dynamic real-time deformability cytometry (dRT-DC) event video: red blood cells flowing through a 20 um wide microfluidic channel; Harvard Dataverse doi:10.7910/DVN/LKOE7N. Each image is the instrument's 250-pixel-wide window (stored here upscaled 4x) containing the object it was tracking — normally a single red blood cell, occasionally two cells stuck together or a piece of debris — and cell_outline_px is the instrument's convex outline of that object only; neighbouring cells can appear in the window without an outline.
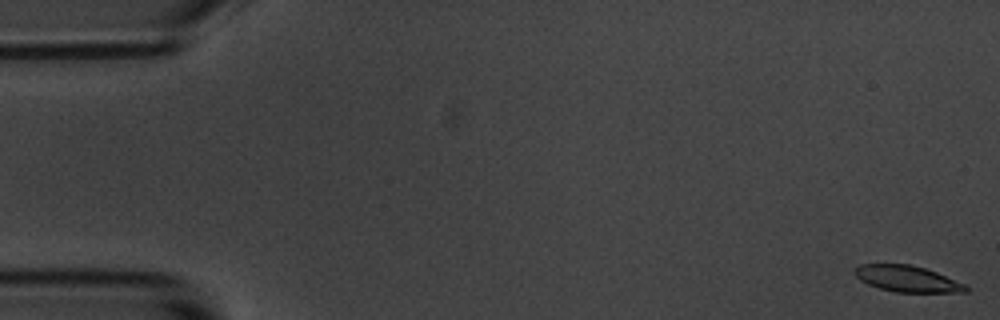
{"species": "common noctule bat (a hibernating species)", "species_latin": "Nyctalus noctula", "temperature_condition": "room temperature", "stored_images_in_passage": 5, "camera_frame_rate_fps": 3000, "um_per_image_px": 0.085, "animal": {"sex": "male", "body_mass_g": 20.1, "forearm_length_mm": 53.5}, "frame": {"image": 1, "passage_image": 1, "time_ms": 0.0, "image_size_px": [1000, 320], "cell_outline_px": [[968, 292], [896, 292], [880, 288], [868, 284], [860, 280], [852, 272], [852, 268], [860, 264], [908, 264], [924, 268], [936, 272], [964, 284], [968, 288]], "centroid_in_image_um": [77.05, 23.69], "position_along_channel_um": 7.9, "area_um2": 16.88}}
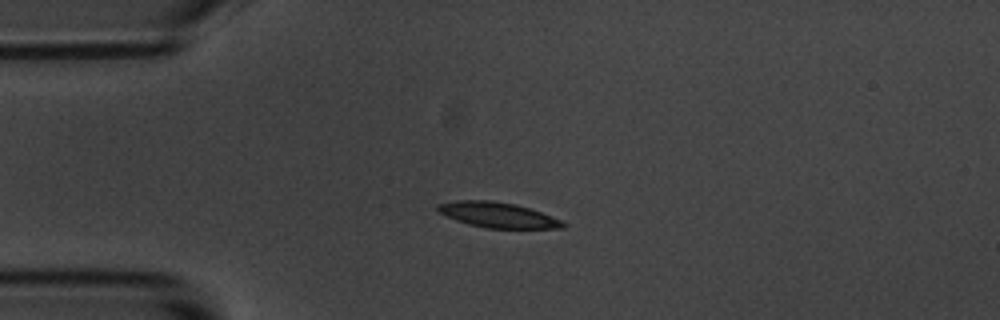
{"frame": {"image": 2, "passage_image": 4, "time_ms": 4.333, "image_size_px": [1000, 320], "cell_outline_px": [[568, 224], [564, 228], [484, 228], [468, 224], [456, 220], [440, 212], [436, 208], [436, 204], [460, 200], [488, 200], [516, 204], [552, 216]], "centroid_in_image_um": [42.32, 18.27], "position_along_channel_um": 42.7, "area_um2": 18.32}}